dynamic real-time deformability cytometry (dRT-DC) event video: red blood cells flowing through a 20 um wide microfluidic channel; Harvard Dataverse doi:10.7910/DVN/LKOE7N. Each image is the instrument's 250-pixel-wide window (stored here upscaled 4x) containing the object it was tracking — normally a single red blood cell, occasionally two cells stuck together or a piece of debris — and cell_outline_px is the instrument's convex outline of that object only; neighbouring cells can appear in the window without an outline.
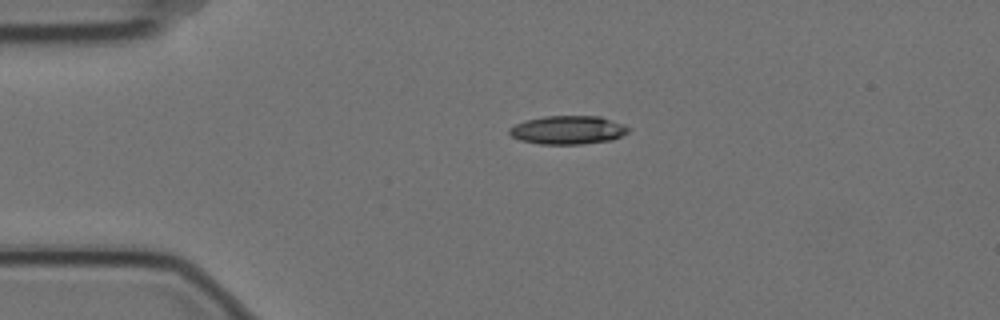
{"species": "Egyptian fruit bat (a non-hibernating species)", "species_latin": "Rousettus aegyptiacus", "temperature_condition": "cold", "stored_images_in_passage": 2, "camera_frame_rate_fps": 3000, "um_per_image_px": 0.085, "animal": {"sex": "female"}, "frame": {"image": 1, "passage_image": 1, "time_ms": 0.0, "image_size_px": [1000, 320], "cell_outline_px": [[628, 132], [612, 140], [580, 144], [540, 144], [520, 140], [512, 136], [508, 132], [508, 128], [524, 120], [544, 116], [600, 116], [624, 124], [628, 128]], "centroid_in_image_um": [48.25, 11.04], "position_along_channel_um": 36.8, "area_um2": 19.77}}